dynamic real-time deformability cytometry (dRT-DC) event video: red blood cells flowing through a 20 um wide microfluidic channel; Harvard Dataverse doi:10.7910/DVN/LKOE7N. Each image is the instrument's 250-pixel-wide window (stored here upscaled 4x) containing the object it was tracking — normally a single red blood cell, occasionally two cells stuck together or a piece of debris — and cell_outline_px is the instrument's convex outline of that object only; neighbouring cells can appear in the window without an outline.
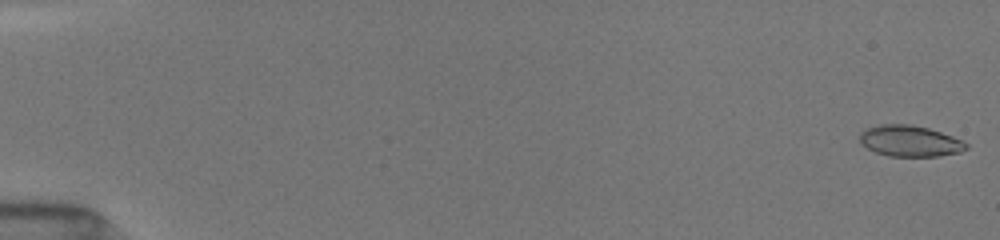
{"species": "common noctule bat (a hibernating species)", "species_latin": "Nyctalus noctula", "temperature_condition": "room temperature", "stored_images_in_passage": 31, "camera_frame_rate_fps": 3000, "um_per_image_px": 0.085, "animal": {"sex": "female", "body_mass_g": 19.5, "forearm_length_mm": 54.1}, "frame": {"image": 1, "passage_image": 1, "time_ms": 0.0, "image_size_px": [1000, 240], "cell_outline_px": [[968, 148], [960, 152], [936, 156], [888, 156], [876, 152], [860, 144], [860, 132], [864, 128], [880, 124], [912, 124], [928, 128], [952, 136], [968, 144]], "centroid_in_image_um": [77.3, 11.97], "position_along_channel_um": 7.7, "area_um2": 19.31}}
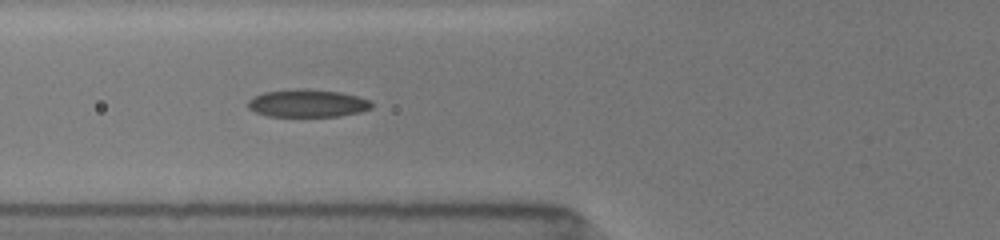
{"frame": {"image": 2, "passage_image": 21, "time_ms": 6.667, "image_size_px": [1000, 240], "cell_outline_px": [[372, 108], [360, 112], [340, 116], [268, 116], [256, 112], [248, 108], [248, 100], [264, 92], [296, 88], [308, 88], [340, 92], [372, 100]], "centroid_in_image_um": [26.16, 8.77], "position_along_channel_um": 99.6, "area_um2": 20.06}}
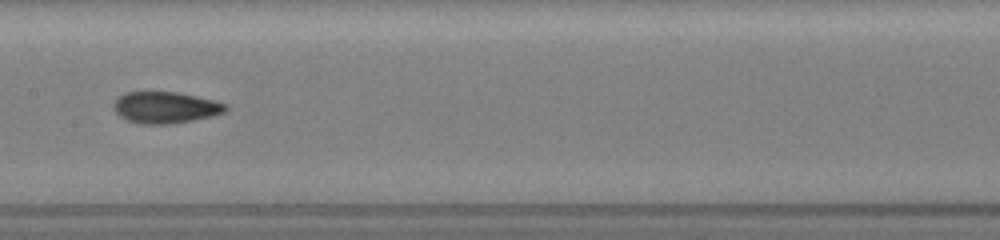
{"frame": {"image": 3, "passage_image": 28, "time_ms": 9.0, "image_size_px": [1000, 240], "cell_outline_px": [[228, 108], [224, 112], [212, 116], [192, 120], [168, 124], [144, 124], [128, 120], [120, 116], [112, 108], [112, 104], [124, 92], [176, 92], [196, 96], [228, 104]], "centroid_in_image_um": [14.05, 9.13], "position_along_channel_um": 193.3, "area_um2": 20.4}}